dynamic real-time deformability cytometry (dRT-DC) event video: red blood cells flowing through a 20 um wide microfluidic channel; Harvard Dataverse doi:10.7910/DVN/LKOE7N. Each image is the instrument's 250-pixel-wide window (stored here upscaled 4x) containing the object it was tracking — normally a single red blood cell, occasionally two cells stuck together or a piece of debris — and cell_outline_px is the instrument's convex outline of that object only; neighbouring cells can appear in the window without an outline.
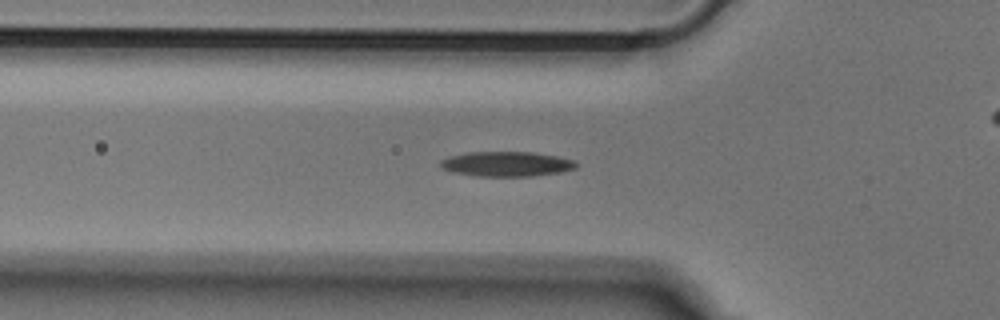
{"species": "Egyptian fruit bat (a non-hibernating species)", "species_latin": "Rousettus aegyptiacus", "temperature_condition": "cold", "stored_images_in_passage": 45, "camera_frame_rate_fps": 3000, "um_per_image_px": 0.085, "animal": {"sex": "male"}, "frame": {"image": 1, "passage_image": 9, "time_ms": 2.667, "image_size_px": [1000, 320], "cell_outline_px": [[576, 168], [560, 172], [532, 176], [476, 176], [452, 172], [440, 168], [440, 160], [448, 156], [468, 152], [532, 152], [556, 156], [572, 160], [576, 164]], "centroid_in_image_um": [42.99, 13.94], "position_along_channel_um": 82.8, "area_um2": 19.65}}
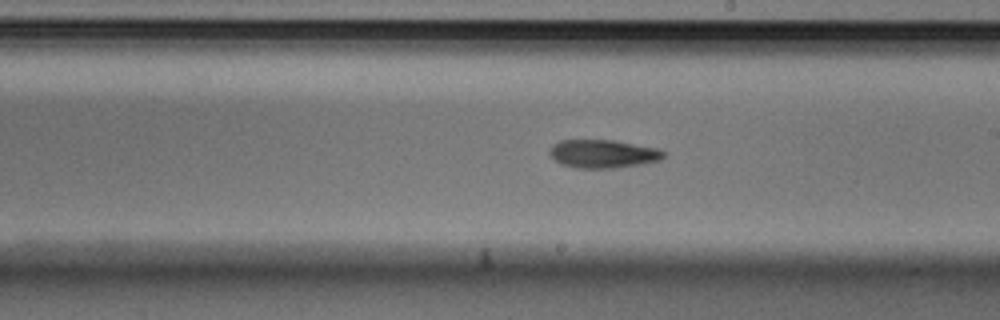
{"frame": {"image": 2, "passage_image": 21, "time_ms": 6.667, "image_size_px": [1000, 320], "cell_outline_px": [[664, 156], [660, 160], [612, 168], [580, 168], [560, 164], [548, 152], [552, 144], [560, 140], [612, 140], [656, 148], [664, 152]], "centroid_in_image_um": [51.19, 13.06], "position_along_channel_um": 237.8, "area_um2": 18.44}}
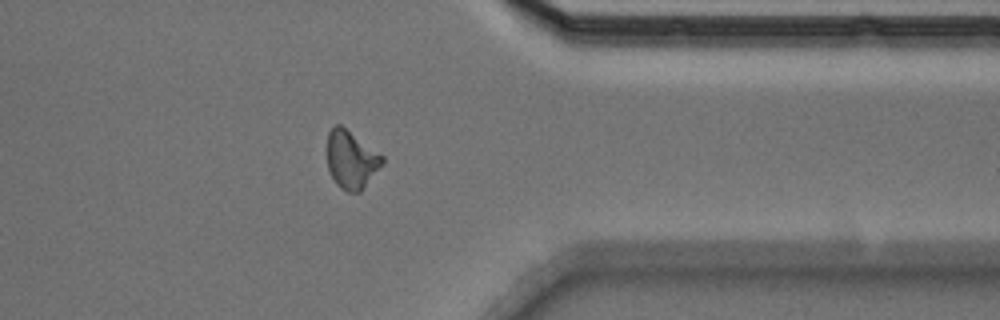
{"frame": {"image": 3, "passage_image": 33, "time_ms": 10.667, "image_size_px": [1000, 320], "cell_outline_px": [[384, 164], [360, 192], [348, 192], [340, 188], [336, 184], [328, 168], [328, 132], [336, 124], [340, 124], [384, 156]], "centroid_in_image_um": [29.88, 13.58], "position_along_channel_um": 381.5, "area_um2": 18.55}}